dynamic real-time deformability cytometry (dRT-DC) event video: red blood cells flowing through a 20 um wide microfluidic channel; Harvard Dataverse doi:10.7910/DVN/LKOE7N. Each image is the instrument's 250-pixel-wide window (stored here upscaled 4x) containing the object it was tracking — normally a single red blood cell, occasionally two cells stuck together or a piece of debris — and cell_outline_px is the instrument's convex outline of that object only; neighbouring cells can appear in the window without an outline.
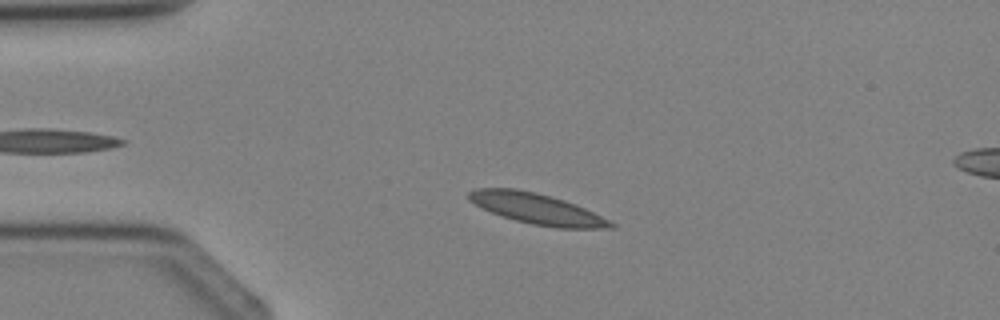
{"species": "Egyptian fruit bat (a non-hibernating species)", "species_latin": "Rousettus aegyptiacus", "temperature_condition": "cold", "stored_images_in_passage": 3, "camera_frame_rate_fps": 3000, "um_per_image_px": 0.085, "animal": {"sex": "female"}, "frame": {"image": 1, "passage_image": 3, "time_ms": 2.333, "image_size_px": [1000, 320], "cell_outline_px": [[616, 228], [556, 228], [532, 224], [516, 220], [492, 212], [468, 200], [468, 192], [476, 188], [516, 188], [536, 192], [564, 200], [576, 204], [616, 224]], "centroid_in_image_um": [45.64, 17.74], "position_along_channel_um": 39.4, "area_um2": 25.09}}